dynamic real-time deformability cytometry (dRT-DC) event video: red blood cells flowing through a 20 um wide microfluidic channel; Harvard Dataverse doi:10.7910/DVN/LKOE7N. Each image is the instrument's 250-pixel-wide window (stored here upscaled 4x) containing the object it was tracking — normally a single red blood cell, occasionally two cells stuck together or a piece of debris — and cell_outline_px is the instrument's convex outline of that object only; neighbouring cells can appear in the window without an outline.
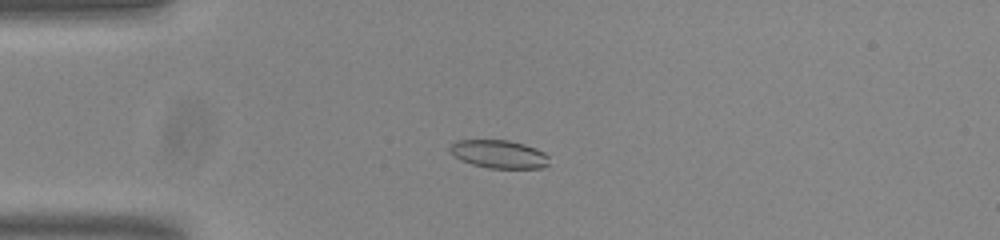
{"species": "common noctule bat (a hibernating species)", "species_latin": "Nyctalus noctula", "temperature_condition": "room temperature", "stored_images_in_passage": 46, "camera_frame_rate_fps": 3000, "um_per_image_px": 0.085, "animal": {"sex": "male", "body_mass_g": 20.0, "forearm_length_mm": 53.3}, "frame": {"image": 1, "passage_image": 6, "time_ms": 1.667, "image_size_px": [1000, 240], "cell_outline_px": [[548, 164], [544, 168], [488, 168], [472, 164], [460, 160], [448, 148], [448, 144], [456, 140], [508, 140], [524, 144], [536, 148], [544, 152], [548, 156]], "centroid_in_image_um": [42.4, 13.09], "position_along_channel_um": 42.6, "area_um2": 16.36}}
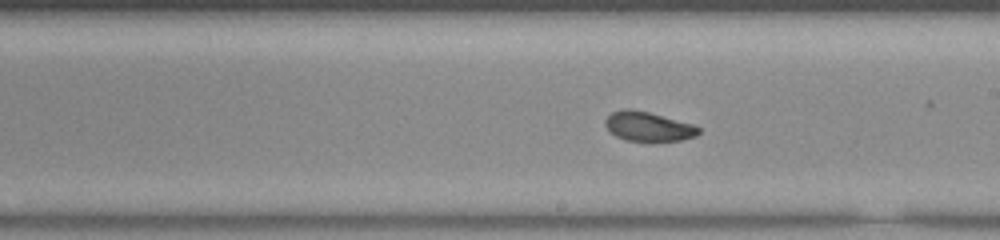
{"frame": {"image": 2, "passage_image": 23, "time_ms": 7.333, "image_size_px": [1000, 240], "cell_outline_px": [[700, 132], [696, 136], [680, 140], [624, 140], [608, 132], [604, 124], [604, 120], [612, 112], [624, 108], [632, 108], [696, 124], [700, 128]], "centroid_in_image_um": [55.08, 10.73], "position_along_channel_um": 233.9, "area_um2": 16.13}}
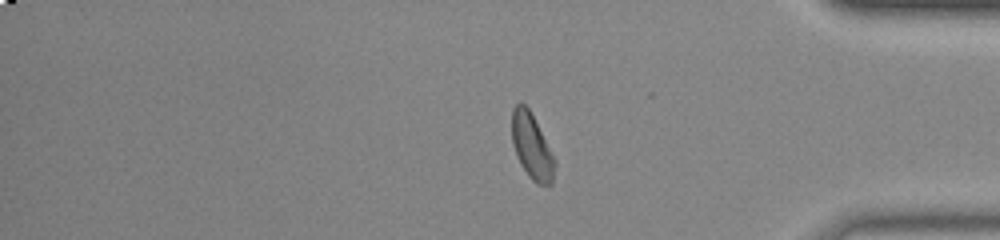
{"frame": {"image": 3, "passage_image": 37, "time_ms": 12.0, "image_size_px": [1000, 240], "cell_outline_px": [[556, 164], [552, 184], [536, 184], [528, 176], [520, 164], [516, 156], [512, 144], [512, 108], [520, 100], [528, 108], [556, 160]], "centroid_in_image_um": [45.19, 12.46], "position_along_channel_um": 390.0, "area_um2": 16.36}, "authors_computed_cell_mechanics": {"area_um2": 16.762, "velocity_mm_per_s": 3.804, "shape_relaxation_time_tau1_ms": 3.9119, "shape_relaxation_time_tau2_ms": 3.3806, "deformation_change_tau1": 0.0744, "deformation_change_tau2": 0.0914}}